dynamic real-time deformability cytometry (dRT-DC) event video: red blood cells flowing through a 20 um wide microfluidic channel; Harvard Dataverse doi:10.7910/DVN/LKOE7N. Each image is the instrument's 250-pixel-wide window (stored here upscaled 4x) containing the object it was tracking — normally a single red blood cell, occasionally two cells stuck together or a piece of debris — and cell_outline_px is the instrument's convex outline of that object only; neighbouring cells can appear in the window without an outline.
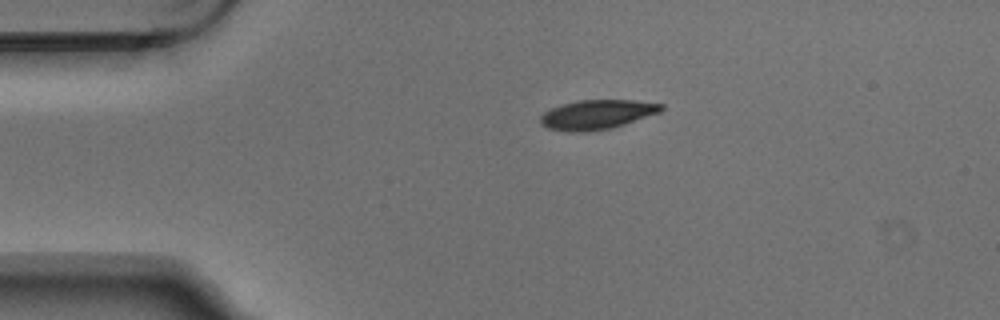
{"species": "Egyptian fruit bat (a non-hibernating species)", "species_latin": "Rousettus aegyptiacus", "temperature_condition": "warm", "stored_images_in_passage": 3, "camera_frame_rate_fps": 3000, "um_per_image_px": 0.085, "animal": {"sex": "male"}, "frame": {"image": 1, "passage_image": 3, "time_ms": 0.667, "image_size_px": [1000, 320], "cell_outline_px": [[664, 108], [660, 112], [612, 128], [584, 132], [568, 132], [548, 128], [540, 124], [540, 116], [544, 112], [552, 108], [564, 104], [580, 100], [632, 100], [664, 104]], "centroid_in_image_um": [50.74, 9.74], "position_along_channel_um": 34.3, "area_um2": 20.63}}